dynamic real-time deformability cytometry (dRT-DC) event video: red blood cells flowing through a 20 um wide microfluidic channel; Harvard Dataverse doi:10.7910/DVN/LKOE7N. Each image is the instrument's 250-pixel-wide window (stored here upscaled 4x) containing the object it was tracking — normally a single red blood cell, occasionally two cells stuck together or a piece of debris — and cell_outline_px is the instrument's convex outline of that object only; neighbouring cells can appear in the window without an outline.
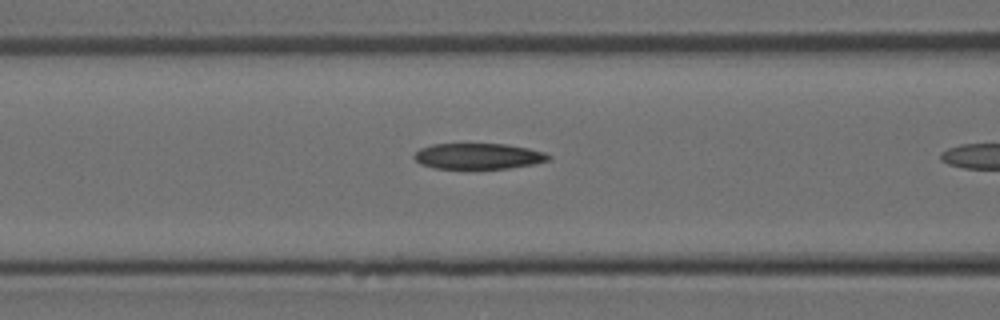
{"species": "Egyptian fruit bat (a non-hibernating species)", "species_latin": "Rousettus aegyptiacus", "temperature_condition": "room temperature", "stored_images_in_passage": 6, "camera_frame_rate_fps": 3000, "um_per_image_px": 0.085, "animal": {"sex": "female"}, "frame": {"image": 1, "passage_image": 5, "time_ms": 1.333, "image_size_px": [1000, 320], "cell_outline_px": [[552, 156], [548, 160], [532, 164], [508, 168], [436, 168], [420, 164], [412, 156], [420, 148], [432, 144], [508, 144], [528, 148], [544, 152]], "centroid_in_image_um": [40.64, 13.26], "position_along_channel_um": 126.0, "area_um2": 20.06}}